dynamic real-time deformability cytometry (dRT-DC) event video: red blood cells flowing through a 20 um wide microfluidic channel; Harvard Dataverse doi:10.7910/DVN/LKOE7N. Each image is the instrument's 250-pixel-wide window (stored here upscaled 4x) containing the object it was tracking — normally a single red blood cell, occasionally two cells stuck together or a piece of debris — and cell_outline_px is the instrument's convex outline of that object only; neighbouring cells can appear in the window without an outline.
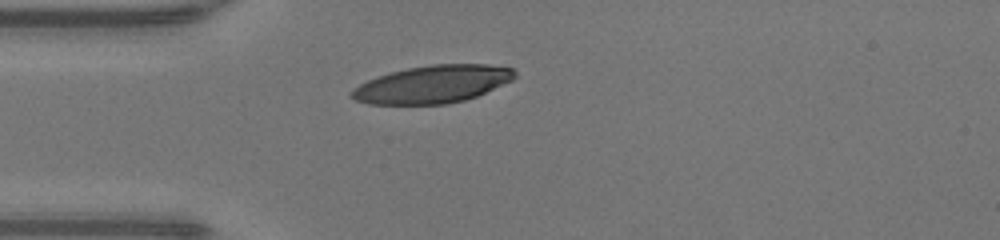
{"species": "human", "species_latin": "Homo sapiens", "temperature_condition": "warm", "stored_images_in_passage": 36, "camera_frame_rate_fps": 3000, "um_per_image_px": 0.085, "donor": {"sex": "male"}, "frame": {"image": 1, "passage_image": 1, "time_ms": 0.0, "image_size_px": [1000, 240], "cell_outline_px": [[516, 76], [512, 80], [476, 96], [464, 100], [448, 104], [368, 104], [356, 100], [348, 96], [348, 92], [352, 88], [368, 80], [392, 72], [408, 68], [432, 64], [488, 64], [512, 68], [516, 72]], "centroid_in_image_um": [36.75, 7.16], "position_along_channel_um": 48.3, "area_um2": 35.66}}
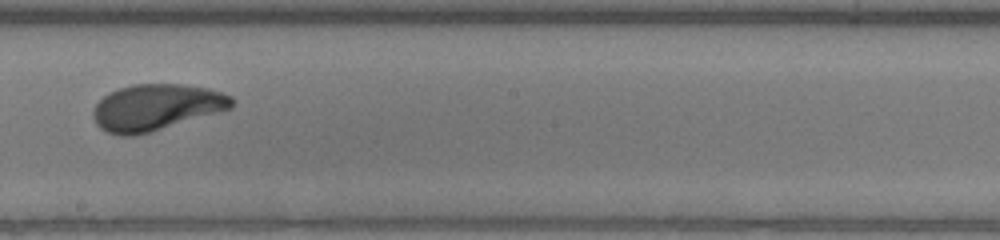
{"frame": {"image": 2, "passage_image": 15, "time_ms": 4.667, "image_size_px": [1000, 240], "cell_outline_px": [[232, 108], [220, 112], [152, 132], [136, 136], [120, 136], [108, 132], [100, 128], [96, 124], [92, 116], [92, 112], [96, 104], [108, 92], [132, 84], [180, 84], [208, 88], [232, 96]], "centroid_in_image_um": [13.25, 9.13], "position_along_channel_um": 234.9, "area_um2": 37.57}}
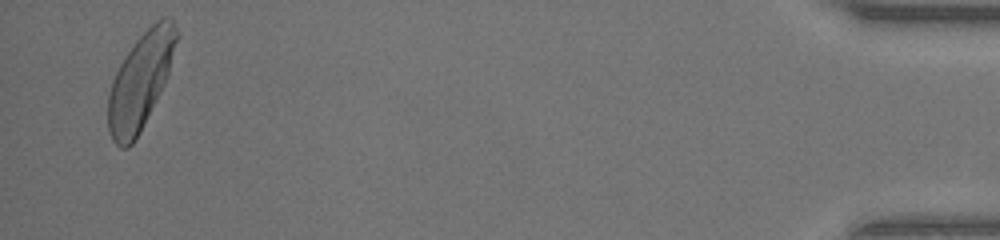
{"frame": {"image": 3, "passage_image": 35, "time_ms": 11.333, "image_size_px": [1000, 240], "cell_outline_px": [[180, 36], [164, 84], [136, 140], [128, 148], [120, 148], [112, 140], [108, 128], [108, 92], [112, 80], [124, 56], [136, 40], [160, 16], [168, 16], [172, 20], [180, 32]], "centroid_in_image_um": [11.95, 6.86], "position_along_channel_um": 423.3, "area_um2": 38.32}, "authors_computed_cell_mechanics": {"area_um2": 36.9631, "velocity_mm_per_s": 4.2334, "shape_relaxation_time_tau1_ms": 2.4485, "shape_relaxation_time_tau2_ms": 1.2435, "deformation_change_tau1": 0.1677, "deformation_change_tau2": 0.0773}}